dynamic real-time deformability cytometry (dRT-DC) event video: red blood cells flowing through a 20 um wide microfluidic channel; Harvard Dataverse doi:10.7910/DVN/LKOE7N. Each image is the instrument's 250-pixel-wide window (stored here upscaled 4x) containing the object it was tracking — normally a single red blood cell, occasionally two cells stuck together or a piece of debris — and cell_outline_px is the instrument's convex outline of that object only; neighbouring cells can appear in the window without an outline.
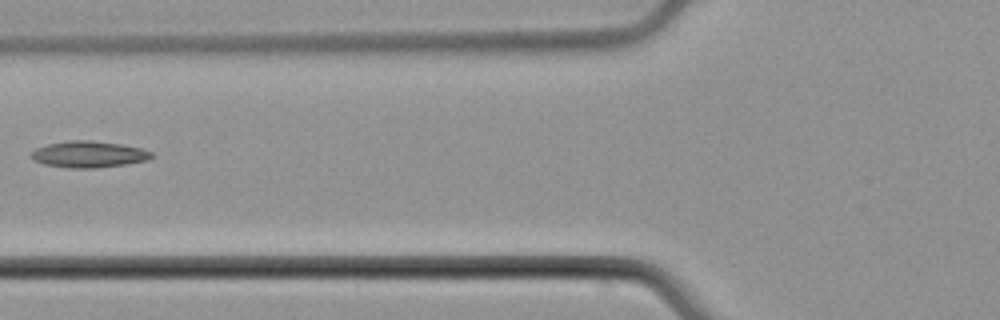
{"species": "common noctule bat (a hibernating species)", "species_latin": "Nyctalus noctula", "temperature_condition": "cold", "stored_images_in_passage": 5, "camera_frame_rate_fps": 3000, "um_per_image_px": 0.085, "animal": {"sex": "male", "body_mass_g": 21.5, "forearm_length_mm": 52.0}, "frame": {"image": 1, "passage_image": 3, "time_ms": 2.333, "image_size_px": [1000, 320], "cell_outline_px": [[152, 156], [148, 160], [124, 164], [96, 168], [68, 168], [44, 164], [32, 160], [28, 156], [36, 148], [48, 144], [68, 140], [88, 140], [120, 144], [140, 148], [152, 152]], "centroid_in_image_um": [7.48, 13.12], "position_along_channel_um": 118.3, "area_um2": 18.5}}